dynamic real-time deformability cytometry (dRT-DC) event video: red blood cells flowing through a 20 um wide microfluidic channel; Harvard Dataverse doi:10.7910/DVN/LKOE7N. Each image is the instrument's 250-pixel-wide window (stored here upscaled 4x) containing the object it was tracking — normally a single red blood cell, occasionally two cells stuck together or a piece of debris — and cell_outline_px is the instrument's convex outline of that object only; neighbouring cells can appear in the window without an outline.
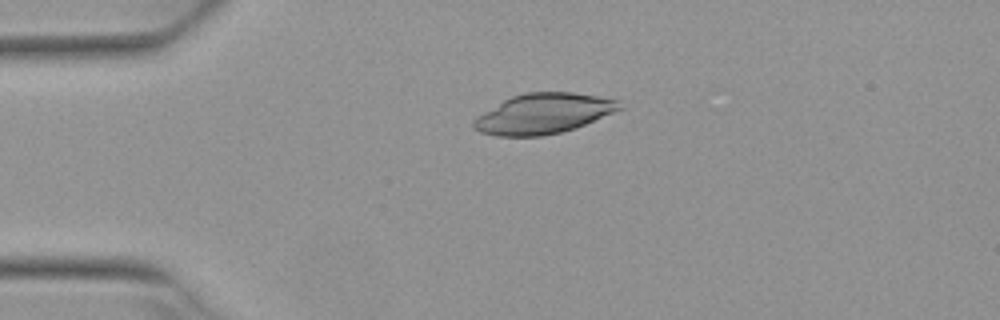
{"species": "Egyptian fruit bat (a non-hibernating species)", "species_latin": "Rousettus aegyptiacus", "temperature_condition": "warm", "stored_images_in_passage": 5, "camera_frame_rate_fps": 3000, "um_per_image_px": 0.085, "animal": {"sex": "female"}, "frame": {"image": 1, "passage_image": 3, "time_ms": 0.667, "image_size_px": [1000, 320], "cell_outline_px": [[624, 108], [584, 124], [560, 132], [540, 136], [496, 136], [480, 132], [472, 128], [472, 120], [476, 116], [504, 100], [512, 96], [524, 92], [572, 92], [620, 100]], "centroid_in_image_um": [46.16, 9.65], "position_along_channel_um": 38.8, "area_um2": 34.04}}
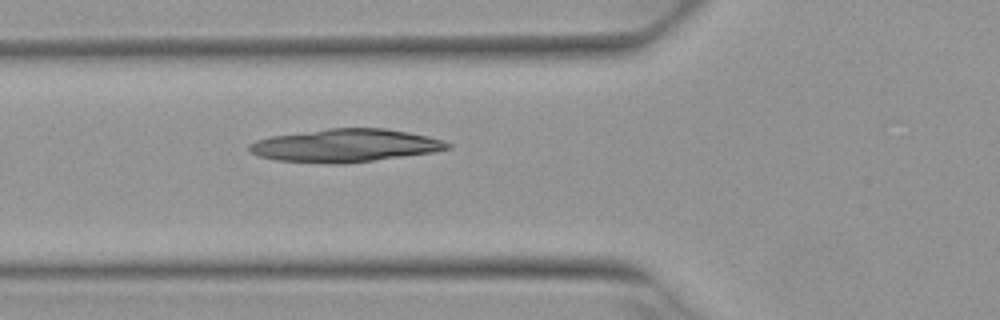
{"frame": {"image": 2, "passage_image": 5, "time_ms": 1.333, "image_size_px": [1000, 320], "cell_outline_px": [[452, 148], [432, 152], [348, 164], [324, 164], [276, 160], [260, 156], [248, 152], [248, 144], [256, 140], [272, 136], [328, 128], [388, 128], [428, 136], [444, 140], [452, 144]], "centroid_in_image_um": [29.35, 12.37], "position_along_channel_um": 96.5, "area_um2": 38.44}}